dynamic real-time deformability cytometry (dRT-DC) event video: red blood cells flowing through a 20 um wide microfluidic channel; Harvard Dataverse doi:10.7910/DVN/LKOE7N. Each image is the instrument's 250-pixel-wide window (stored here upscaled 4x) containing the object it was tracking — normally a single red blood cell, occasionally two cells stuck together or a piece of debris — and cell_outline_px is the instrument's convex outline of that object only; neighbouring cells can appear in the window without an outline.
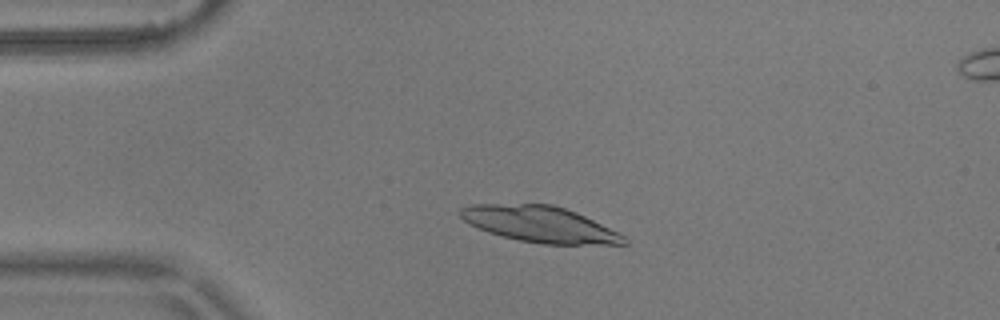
{"species": "common noctule bat (a hibernating species)", "species_latin": "Nyctalus noctula", "temperature_condition": "warm", "stored_images_in_passage": 4, "camera_frame_rate_fps": 3000, "um_per_image_px": 0.085, "animal": {"sex": "male", "body_mass_g": 17.9}, "frame": {"image": 1, "passage_image": 2, "time_ms": 0.333, "image_size_px": [1000, 320], "cell_outline_px": [[628, 244], [544, 244], [520, 240], [488, 232], [464, 220], [460, 216], [460, 208], [472, 204], [552, 204], [576, 212], [624, 236], [628, 240]], "centroid_in_image_um": [45.88, 19.05], "position_along_channel_um": 39.1, "area_um2": 33.7}}